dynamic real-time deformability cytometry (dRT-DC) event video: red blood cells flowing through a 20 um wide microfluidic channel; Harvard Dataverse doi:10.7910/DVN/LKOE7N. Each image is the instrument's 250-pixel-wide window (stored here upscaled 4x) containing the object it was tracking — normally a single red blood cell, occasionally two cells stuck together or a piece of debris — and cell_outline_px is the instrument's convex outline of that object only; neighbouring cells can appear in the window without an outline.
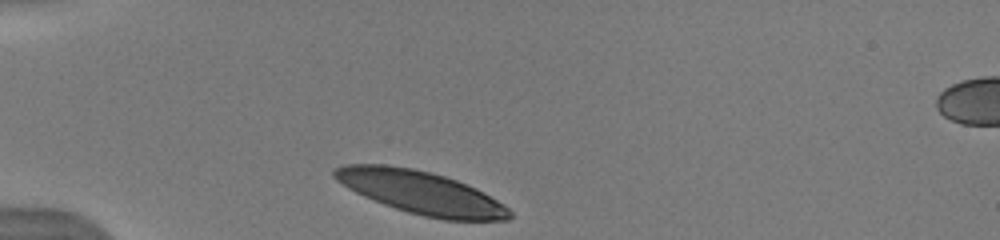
{"species": "human", "species_latin": "Homo sapiens", "temperature_condition": "warm", "stored_images_in_passage": 7, "camera_frame_rate_fps": 3000, "um_per_image_px": 0.085, "donor": {"sex": "male"}, "frame": {"image": 1, "passage_image": 1, "time_ms": 0.0, "image_size_px": [1000, 240], "cell_outline_px": [[512, 216], [508, 220], [444, 220], [424, 216], [408, 212], [384, 204], [364, 196], [348, 188], [336, 180], [332, 176], [332, 172], [336, 168], [344, 164], [384, 164], [412, 168], [432, 172], [456, 180], [476, 188], [484, 192], [504, 204], [512, 212]], "centroid_in_image_um": [35.79, 16.36], "position_along_channel_um": 49.2, "area_um2": 43.75}}